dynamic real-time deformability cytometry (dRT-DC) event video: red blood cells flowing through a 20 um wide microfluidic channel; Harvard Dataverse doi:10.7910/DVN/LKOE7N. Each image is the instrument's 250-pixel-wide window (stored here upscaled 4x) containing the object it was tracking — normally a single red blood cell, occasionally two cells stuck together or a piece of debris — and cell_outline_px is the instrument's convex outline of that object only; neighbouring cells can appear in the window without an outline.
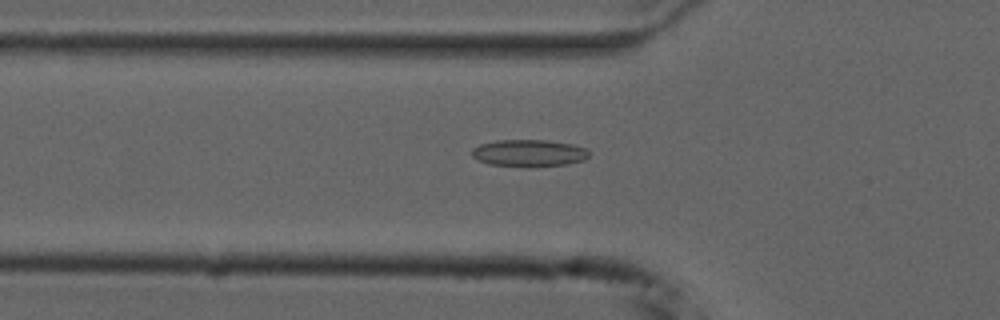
{"species": "common noctule bat (a hibernating species)", "species_latin": "Nyctalus noctula", "temperature_condition": "cold", "stored_images_in_passage": 29, "camera_frame_rate_fps": 3000, "um_per_image_px": 0.085, "animal": {"sex": "male", "forearm_length_mm": 52.5}, "frame": {"image": 1, "passage_image": 3, "time_ms": 0.667, "image_size_px": [1000, 320], "cell_outline_px": [[588, 156], [584, 160], [568, 164], [532, 168], [528, 168], [488, 164], [472, 156], [472, 148], [480, 144], [496, 140], [548, 140], [572, 144], [588, 148]], "centroid_in_image_um": [44.98, 13.03], "position_along_channel_um": 80.8, "area_um2": 18.84}}
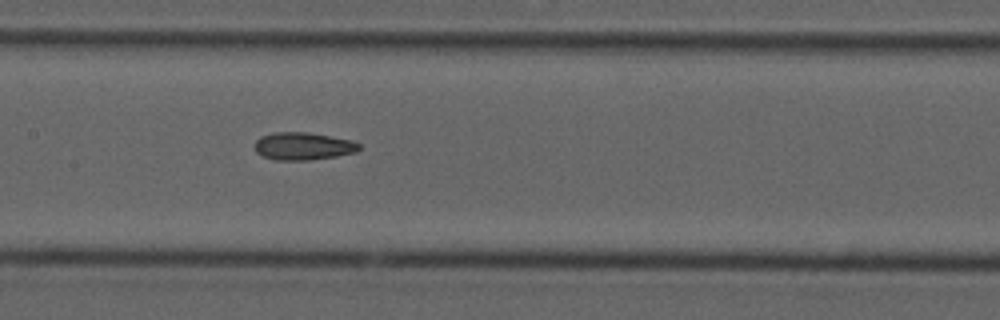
{"frame": {"image": 2, "passage_image": 11, "time_ms": 3.333, "image_size_px": [1000, 320], "cell_outline_px": [[360, 148], [356, 152], [336, 156], [308, 160], [276, 160], [264, 156], [256, 152], [252, 144], [260, 136], [276, 132], [308, 132], [352, 140], [360, 144]], "centroid_in_image_um": [25.74, 12.42], "position_along_channel_um": 181.7, "area_um2": 16.88}}
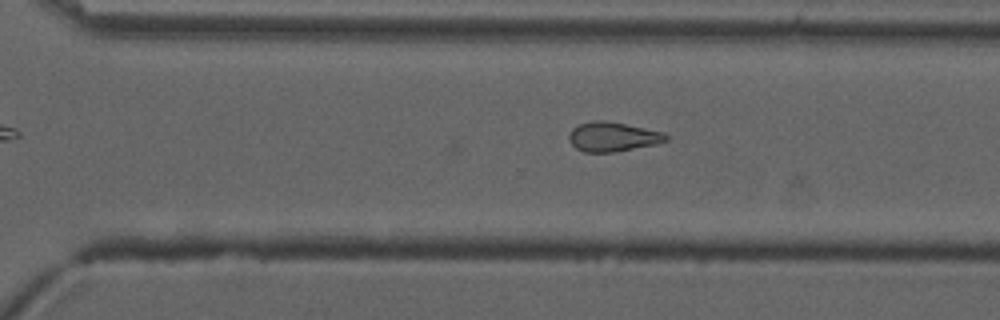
{"frame": {"image": 3, "passage_image": 22, "time_ms": 7.0, "image_size_px": [1000, 320], "cell_outline_px": [[668, 140], [656, 144], [612, 152], [584, 152], [576, 148], [572, 144], [568, 136], [572, 128], [580, 124], [592, 120], [604, 120], [664, 132], [668, 136]], "centroid_in_image_um": [52.07, 11.62], "position_along_channel_um": 318.5, "area_um2": 16.47}, "authors_computed_cell_mechanics": {"area_um2": 16.473, "velocity_mm_per_s": 3.7397, "shape_relaxation_time_tau1_ms": null, "shape_relaxation_time_tau2_ms": 3.026, "deformation_change_tau1": null, "deformation_change_tau2": 0.0972}}